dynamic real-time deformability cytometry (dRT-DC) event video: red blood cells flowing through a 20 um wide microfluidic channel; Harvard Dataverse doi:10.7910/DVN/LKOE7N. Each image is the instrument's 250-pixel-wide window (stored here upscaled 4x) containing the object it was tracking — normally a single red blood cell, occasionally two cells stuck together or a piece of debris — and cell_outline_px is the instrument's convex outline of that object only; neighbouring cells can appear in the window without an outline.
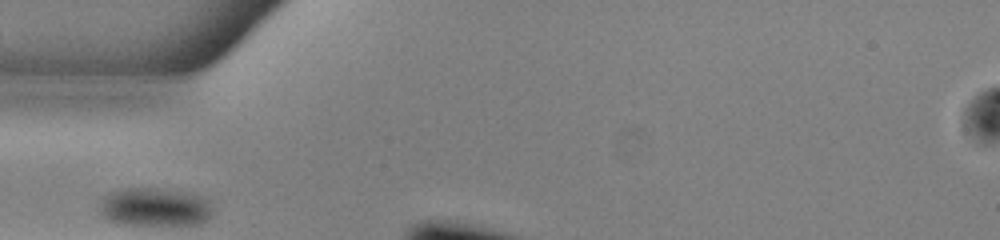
{"species": "common noctule bat (a hibernating species)", "species_latin": "Nyctalus noctula", "temperature_condition": "warm", "stored_images_in_passage": 6, "camera_frame_rate_fps": 3000, "um_per_image_px": 0.085, "animal": {"sex": "male", "body_mass_g": 13.0, "forearm_length_mm": 53.1}, "frame": {"image": 1, "passage_image": 1, "time_ms": 0.0, "image_size_px": [1000, 240], "cell_outline_px": [[208, 216], [200, 224], [116, 224], [104, 216], [100, 212], [100, 208], [104, 196], [108, 192], [124, 188], [160, 188], [184, 192], [200, 196], [208, 200]], "centroid_in_image_um": [13.07, 17.58], "position_along_channel_um": 71.9, "area_um2": 24.8}}
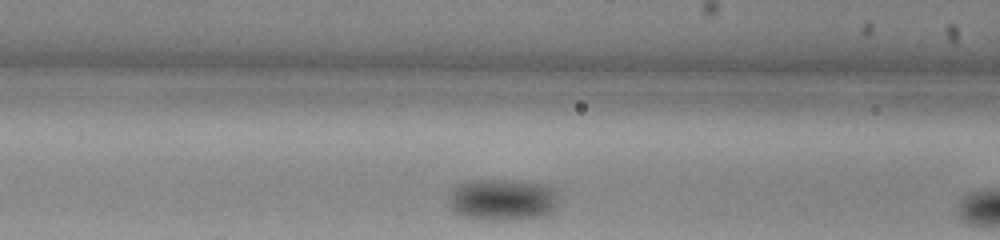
{"frame": {"image": 2, "passage_image": 5, "time_ms": 1.333, "image_size_px": [1000, 240], "cell_outline_px": [[556, 204], [552, 212], [540, 216], [492, 220], [464, 216], [456, 212], [452, 208], [448, 200], [448, 196], [452, 188], [456, 184], [468, 180], [516, 180], [544, 184], [556, 188]], "centroid_in_image_um": [42.68, 16.93], "position_along_channel_um": 123.9, "area_um2": 26.53}}